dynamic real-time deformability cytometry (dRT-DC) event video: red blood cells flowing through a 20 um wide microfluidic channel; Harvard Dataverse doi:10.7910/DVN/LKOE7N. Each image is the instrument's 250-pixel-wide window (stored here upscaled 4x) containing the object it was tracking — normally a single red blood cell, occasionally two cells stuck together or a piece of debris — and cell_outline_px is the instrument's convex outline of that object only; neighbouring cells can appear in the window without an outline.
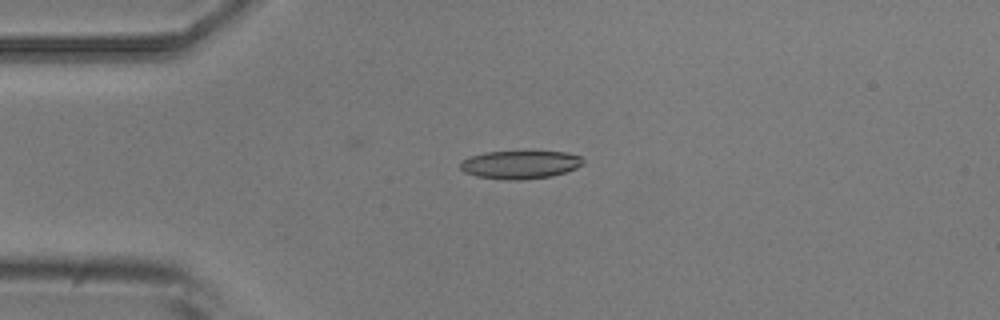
{"species": "common noctule bat (a hibernating species)", "species_latin": "Nyctalus noctula", "temperature_condition": "room temperature", "stored_images_in_passage": 2, "camera_frame_rate_fps": 3000, "um_per_image_px": 0.085, "animal": {"sex": "male", "body_mass_g": 20.5, "forearm_length_mm": 52.5}, "frame": {"image": 1, "passage_image": 2, "time_ms": 1.0, "image_size_px": [1000, 320], "cell_outline_px": [[584, 160], [576, 168], [552, 176], [520, 180], [504, 180], [476, 176], [464, 172], [460, 168], [460, 164], [464, 160], [472, 156], [484, 152], [568, 152], [580, 156]], "centroid_in_image_um": [44.2, 14.0], "position_along_channel_um": 40.8, "area_um2": 19.94}}